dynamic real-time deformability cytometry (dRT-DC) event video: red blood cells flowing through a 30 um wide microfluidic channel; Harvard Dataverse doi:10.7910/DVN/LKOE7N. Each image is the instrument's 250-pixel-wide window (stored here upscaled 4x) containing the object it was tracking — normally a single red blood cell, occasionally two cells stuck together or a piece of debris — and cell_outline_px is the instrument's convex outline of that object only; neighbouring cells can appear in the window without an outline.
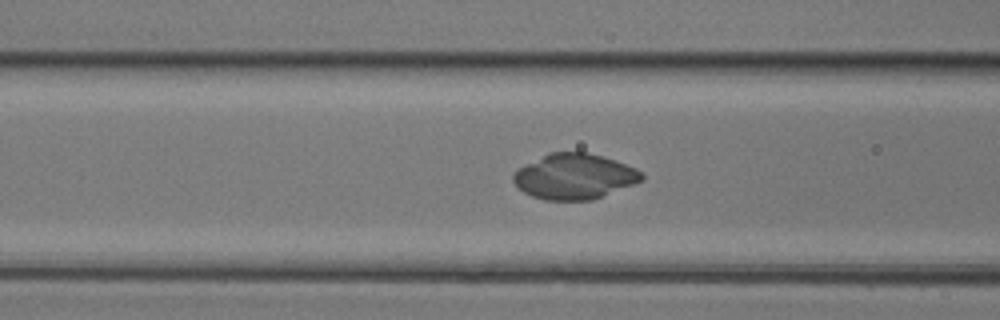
{"species": "common noctule bat (a hibernating species)", "species_latin": "Nyctalus noctula", "temperature_condition": "room temperature", "stored_images_in_passage": 32, "camera_frame_rate_fps": 3000, "um_per_image_px": 0.085, "animal": {"sex": "female", "body_mass_g": 17.0, "forearm_length_mm": 48.0}, "frame": {"image": 1, "passage_image": 4, "time_ms": 1.0, "image_size_px": [1000, 320], "cell_outline_px": [[644, 180], [592, 200], [544, 200], [532, 196], [524, 192], [512, 180], [512, 176], [516, 168], [548, 152], [584, 152], [604, 156], [636, 168], [644, 172]], "centroid_in_image_um": [48.81, 14.99], "position_along_channel_um": 117.8, "area_um2": 34.22}}
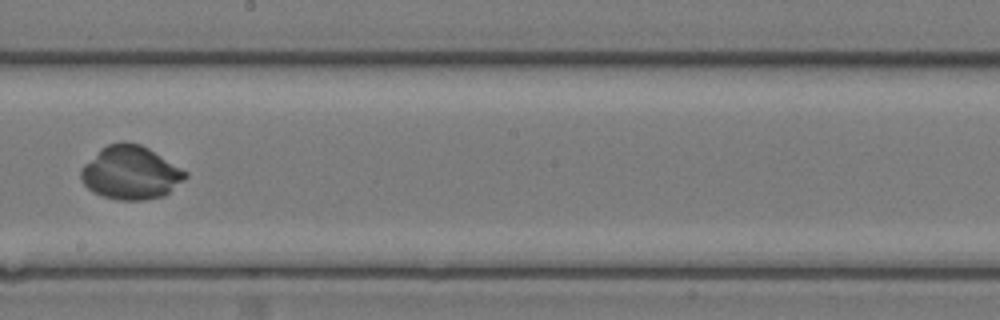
{"frame": {"image": 2, "passage_image": 12, "time_ms": 3.667, "image_size_px": [1000, 320], "cell_outline_px": [[188, 176], [184, 180], [164, 196], [144, 200], [116, 200], [100, 196], [92, 192], [80, 180], [80, 168], [100, 148], [108, 144], [140, 144], [148, 148], [188, 172]], "centroid_in_image_um": [11.08, 14.72], "position_along_channel_um": 237.1, "area_um2": 32.37}}
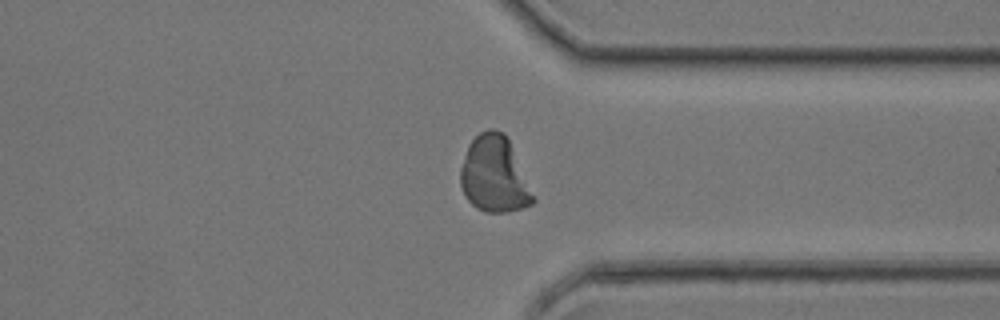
{"frame": {"image": 3, "passage_image": 21, "time_ms": 6.667, "image_size_px": [1000, 320], "cell_outline_px": [[536, 200], [532, 204], [508, 212], [484, 212], [476, 208], [464, 196], [460, 184], [460, 168], [468, 144], [480, 132], [488, 128], [492, 128], [504, 132], [508, 140]], "centroid_in_image_um": [41.98, 14.85], "position_along_channel_um": 369.4, "area_um2": 32.02}}